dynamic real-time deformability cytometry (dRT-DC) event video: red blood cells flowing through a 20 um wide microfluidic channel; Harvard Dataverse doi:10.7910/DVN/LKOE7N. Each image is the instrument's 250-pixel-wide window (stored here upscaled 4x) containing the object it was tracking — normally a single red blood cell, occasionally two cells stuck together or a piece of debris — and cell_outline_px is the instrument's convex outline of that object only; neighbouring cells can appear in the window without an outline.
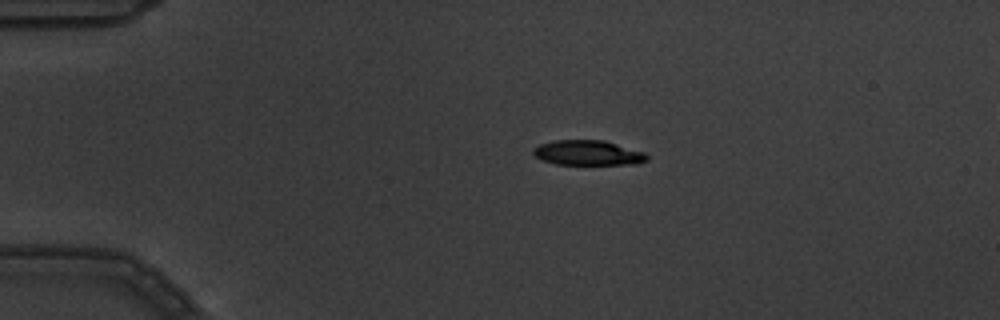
{"species": "common noctule bat (a hibernating species)", "species_latin": "Nyctalus noctula", "temperature_condition": "warm", "stored_images_in_passage": 13, "camera_frame_rate_fps": 3000, "um_per_image_px": 0.085, "animal": {"sex": "male", "body_mass_g": 19.5, "forearm_length_mm": 54.6}, "frame": {"image": 1, "passage_image": 1, "time_ms": 0.0, "image_size_px": [1000, 320], "cell_outline_px": [[648, 160], [636, 164], [556, 164], [544, 160], [536, 156], [532, 152], [532, 148], [540, 144], [552, 140], [604, 140], [644, 152], [648, 156]], "centroid_in_image_um": [49.97, 12.98], "position_along_channel_um": 35.0, "area_um2": 16.47}}
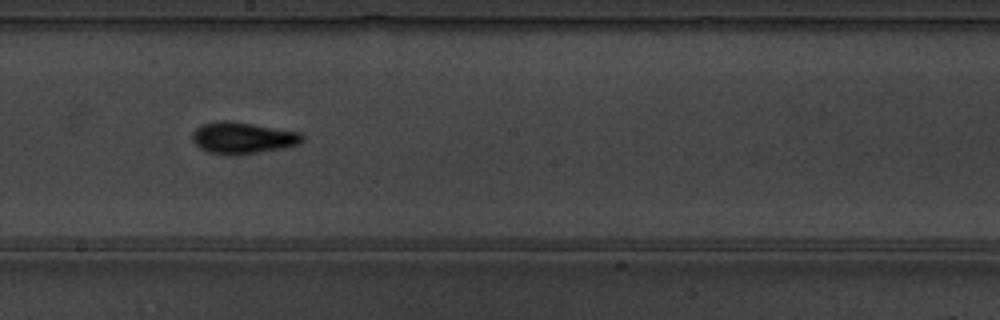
{"frame": {"image": 2, "passage_image": 7, "time_ms": 2.0, "image_size_px": [1000, 320], "cell_outline_px": [[304, 140], [300, 144], [284, 148], [260, 152], [208, 152], [200, 148], [192, 140], [192, 132], [200, 124], [216, 120], [228, 120], [300, 132], [304, 136]], "centroid_in_image_um": [20.64, 11.67], "position_along_channel_um": 227.6, "area_um2": 19.77}}
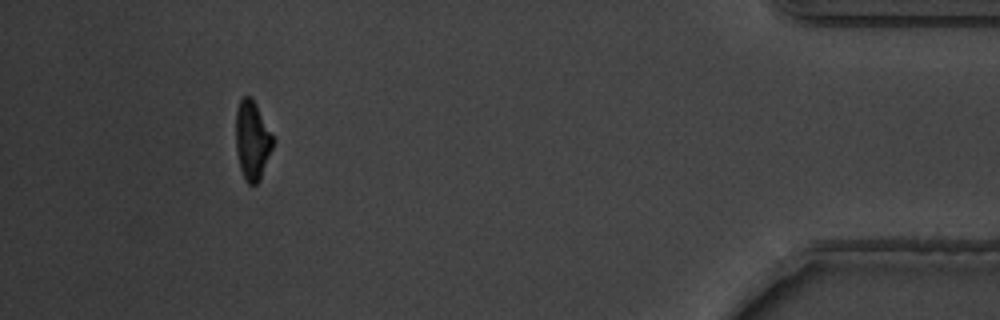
{"frame": {"image": 3, "passage_image": 12, "time_ms": 3.667, "image_size_px": [1000, 320], "cell_outline_px": [[276, 140], [260, 180], [256, 184], [248, 184], [240, 168], [236, 148], [236, 112], [240, 100], [244, 96], [248, 96], [256, 104]], "centroid_in_image_um": [21.46, 11.94], "position_along_channel_um": 413.7, "area_um2": 17.05}}